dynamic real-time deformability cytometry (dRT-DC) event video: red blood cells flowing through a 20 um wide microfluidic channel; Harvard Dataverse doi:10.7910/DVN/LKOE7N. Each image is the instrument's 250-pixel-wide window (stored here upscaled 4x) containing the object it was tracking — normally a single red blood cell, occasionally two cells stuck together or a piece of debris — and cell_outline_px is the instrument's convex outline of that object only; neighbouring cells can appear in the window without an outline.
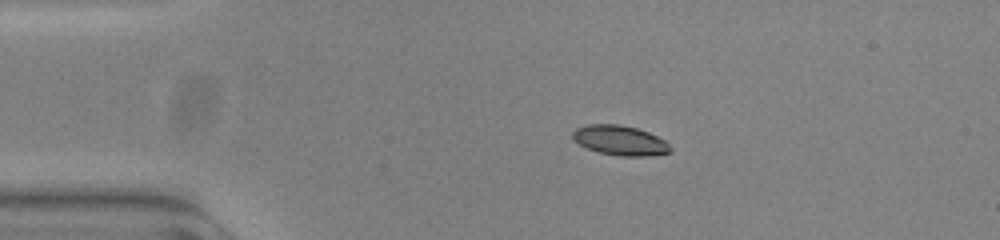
{"species": "common noctule bat (a hibernating species)", "species_latin": "Nyctalus noctula", "temperature_condition": "warm", "stored_images_in_passage": 44, "camera_frame_rate_fps": 3000, "um_per_image_px": 0.085, "animal": {"sex": "female", "body_mass_g": 23.0, "forearm_length_mm": 53.4}, "frame": {"image": 1, "passage_image": 1, "time_ms": 0.0, "image_size_px": [1000, 240], "cell_outline_px": [[672, 152], [644, 156], [620, 156], [600, 152], [588, 148], [580, 144], [572, 136], [572, 132], [576, 128], [588, 124], [620, 124], [636, 128], [648, 132], [664, 140], [672, 148]], "centroid_in_image_um": [52.71, 11.92], "position_along_channel_um": 32.3, "area_um2": 16.76}}
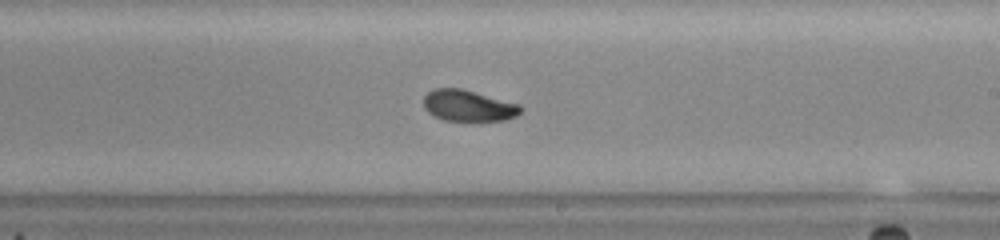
{"frame": {"image": 2, "passage_image": 22, "time_ms": 7.0, "image_size_px": [1000, 240], "cell_outline_px": [[524, 108], [516, 116], [504, 120], [476, 124], [444, 120], [428, 112], [424, 108], [424, 96], [432, 88], [460, 88], [520, 104]], "centroid_in_image_um": [39.83, 9.03], "position_along_channel_um": 249.2, "area_um2": 18.38}}
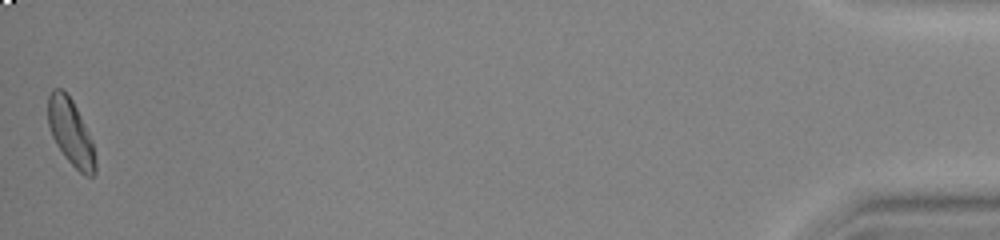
{"frame": {"image": 3, "passage_image": 44, "time_ms": 14.333, "image_size_px": [1000, 240], "cell_outline_px": [[96, 172], [92, 176], [84, 176], [64, 156], [56, 144], [52, 136], [48, 124], [48, 96], [52, 88], [60, 88], [72, 100], [92, 140], [96, 160]], "centroid_in_image_um": [6.01, 11.27], "position_along_channel_um": 429.2, "area_um2": 18.09}, "authors_computed_cell_mechanics": {"area_um2": 18.0336, "velocity_mm_per_s": 3.79, "shape_relaxation_time_tau1_ms": 2.849, "shape_relaxation_time_tau2_ms": 1.8758, "deformation_change_tau1": 0.1431, "deformation_change_tau2": 0.0629}}